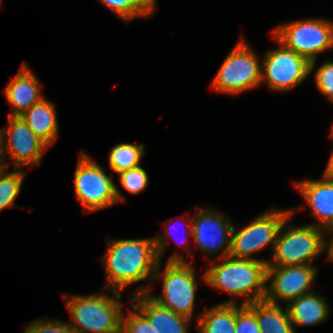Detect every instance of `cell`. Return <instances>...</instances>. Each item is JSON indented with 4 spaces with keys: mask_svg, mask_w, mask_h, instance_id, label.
Here are the masks:
<instances>
[{
    "mask_svg": "<svg viewBox=\"0 0 333 333\" xmlns=\"http://www.w3.org/2000/svg\"><path fill=\"white\" fill-rule=\"evenodd\" d=\"M107 289L123 292L130 284L153 280L160 262L155 238L109 239L103 257Z\"/></svg>",
    "mask_w": 333,
    "mask_h": 333,
    "instance_id": "6da1fadb",
    "label": "cell"
},
{
    "mask_svg": "<svg viewBox=\"0 0 333 333\" xmlns=\"http://www.w3.org/2000/svg\"><path fill=\"white\" fill-rule=\"evenodd\" d=\"M218 264L212 261L203 280L210 287L235 297H245L243 305L263 300L266 295L267 260L225 256Z\"/></svg>",
    "mask_w": 333,
    "mask_h": 333,
    "instance_id": "7a4b0ae2",
    "label": "cell"
},
{
    "mask_svg": "<svg viewBox=\"0 0 333 333\" xmlns=\"http://www.w3.org/2000/svg\"><path fill=\"white\" fill-rule=\"evenodd\" d=\"M112 292L114 297L104 293L64 296L73 333H121L124 304L119 301L121 292Z\"/></svg>",
    "mask_w": 333,
    "mask_h": 333,
    "instance_id": "3957f363",
    "label": "cell"
},
{
    "mask_svg": "<svg viewBox=\"0 0 333 333\" xmlns=\"http://www.w3.org/2000/svg\"><path fill=\"white\" fill-rule=\"evenodd\" d=\"M188 258L178 254L172 255L163 270L159 273L161 261L155 270L153 279L162 278V295L154 296L150 291V284L141 286L133 295L148 293L152 299L173 312L192 319L196 296V276Z\"/></svg>",
    "mask_w": 333,
    "mask_h": 333,
    "instance_id": "277c9868",
    "label": "cell"
},
{
    "mask_svg": "<svg viewBox=\"0 0 333 333\" xmlns=\"http://www.w3.org/2000/svg\"><path fill=\"white\" fill-rule=\"evenodd\" d=\"M298 208L283 222L277 234L273 256L267 266H294L310 264L325 250V231L311 224L288 226L286 222Z\"/></svg>",
    "mask_w": 333,
    "mask_h": 333,
    "instance_id": "5b68a950",
    "label": "cell"
},
{
    "mask_svg": "<svg viewBox=\"0 0 333 333\" xmlns=\"http://www.w3.org/2000/svg\"><path fill=\"white\" fill-rule=\"evenodd\" d=\"M273 36L287 48L306 57L311 62L312 73L317 54L333 48V23L315 18L291 21L276 27Z\"/></svg>",
    "mask_w": 333,
    "mask_h": 333,
    "instance_id": "8992f818",
    "label": "cell"
},
{
    "mask_svg": "<svg viewBox=\"0 0 333 333\" xmlns=\"http://www.w3.org/2000/svg\"><path fill=\"white\" fill-rule=\"evenodd\" d=\"M79 157L74 175V187L75 197L84 210L98 211L118 202H124L120 190L104 169L83 152Z\"/></svg>",
    "mask_w": 333,
    "mask_h": 333,
    "instance_id": "52a82bcc",
    "label": "cell"
},
{
    "mask_svg": "<svg viewBox=\"0 0 333 333\" xmlns=\"http://www.w3.org/2000/svg\"><path fill=\"white\" fill-rule=\"evenodd\" d=\"M261 67L258 56L243 38L227 55L211 86L220 93H243L261 84Z\"/></svg>",
    "mask_w": 333,
    "mask_h": 333,
    "instance_id": "ba28073f",
    "label": "cell"
},
{
    "mask_svg": "<svg viewBox=\"0 0 333 333\" xmlns=\"http://www.w3.org/2000/svg\"><path fill=\"white\" fill-rule=\"evenodd\" d=\"M278 49L267 51L262 60L261 83L266 81L269 90L286 92L297 87L310 75V61L287 48L275 36Z\"/></svg>",
    "mask_w": 333,
    "mask_h": 333,
    "instance_id": "9c48e42d",
    "label": "cell"
},
{
    "mask_svg": "<svg viewBox=\"0 0 333 333\" xmlns=\"http://www.w3.org/2000/svg\"><path fill=\"white\" fill-rule=\"evenodd\" d=\"M291 214V210L272 209L256 217L238 232L233 226L229 256L255 259L252 254L263 247L271 244L273 249L281 225Z\"/></svg>",
    "mask_w": 333,
    "mask_h": 333,
    "instance_id": "30bf717a",
    "label": "cell"
},
{
    "mask_svg": "<svg viewBox=\"0 0 333 333\" xmlns=\"http://www.w3.org/2000/svg\"><path fill=\"white\" fill-rule=\"evenodd\" d=\"M187 223L185 234L193 237L196 247L204 254L216 255L221 251L220 258L229 256L233 225L227 217L212 209L199 208L193 221L188 218Z\"/></svg>",
    "mask_w": 333,
    "mask_h": 333,
    "instance_id": "8fae6325",
    "label": "cell"
},
{
    "mask_svg": "<svg viewBox=\"0 0 333 333\" xmlns=\"http://www.w3.org/2000/svg\"><path fill=\"white\" fill-rule=\"evenodd\" d=\"M318 274V268L315 265L304 264L294 266H266V284L265 300L274 304L280 301L287 304L298 297L311 293L310 290L313 281Z\"/></svg>",
    "mask_w": 333,
    "mask_h": 333,
    "instance_id": "7c38bea8",
    "label": "cell"
},
{
    "mask_svg": "<svg viewBox=\"0 0 333 333\" xmlns=\"http://www.w3.org/2000/svg\"><path fill=\"white\" fill-rule=\"evenodd\" d=\"M8 124L2 128L4 158L11 156L13 166L23 169L41 163L43 151L49 146L37 137L20 116H8Z\"/></svg>",
    "mask_w": 333,
    "mask_h": 333,
    "instance_id": "4fadbf2b",
    "label": "cell"
},
{
    "mask_svg": "<svg viewBox=\"0 0 333 333\" xmlns=\"http://www.w3.org/2000/svg\"><path fill=\"white\" fill-rule=\"evenodd\" d=\"M40 82L24 62L18 73L4 88L8 104L12 105V111L8 116H20L29 110L34 104L40 102L44 96L40 94Z\"/></svg>",
    "mask_w": 333,
    "mask_h": 333,
    "instance_id": "5bb4252c",
    "label": "cell"
},
{
    "mask_svg": "<svg viewBox=\"0 0 333 333\" xmlns=\"http://www.w3.org/2000/svg\"><path fill=\"white\" fill-rule=\"evenodd\" d=\"M295 186L312 209V216L318 224H311L321 229L333 225V180L323 175L322 180L307 179L295 182Z\"/></svg>",
    "mask_w": 333,
    "mask_h": 333,
    "instance_id": "9a60e30c",
    "label": "cell"
},
{
    "mask_svg": "<svg viewBox=\"0 0 333 333\" xmlns=\"http://www.w3.org/2000/svg\"><path fill=\"white\" fill-rule=\"evenodd\" d=\"M129 301L148 319L156 333H189L190 318L163 307L148 293L133 295Z\"/></svg>",
    "mask_w": 333,
    "mask_h": 333,
    "instance_id": "2e32d148",
    "label": "cell"
},
{
    "mask_svg": "<svg viewBox=\"0 0 333 333\" xmlns=\"http://www.w3.org/2000/svg\"><path fill=\"white\" fill-rule=\"evenodd\" d=\"M32 132L49 147L54 145L58 135L59 123L53 103L45 97L20 115Z\"/></svg>",
    "mask_w": 333,
    "mask_h": 333,
    "instance_id": "e0dca14e",
    "label": "cell"
},
{
    "mask_svg": "<svg viewBox=\"0 0 333 333\" xmlns=\"http://www.w3.org/2000/svg\"><path fill=\"white\" fill-rule=\"evenodd\" d=\"M286 307L294 326H311L324 322L330 314V308L324 297L313 292L290 301Z\"/></svg>",
    "mask_w": 333,
    "mask_h": 333,
    "instance_id": "ac0fdd59",
    "label": "cell"
},
{
    "mask_svg": "<svg viewBox=\"0 0 333 333\" xmlns=\"http://www.w3.org/2000/svg\"><path fill=\"white\" fill-rule=\"evenodd\" d=\"M240 308L233 299L204 310L197 320L198 333H235L236 312Z\"/></svg>",
    "mask_w": 333,
    "mask_h": 333,
    "instance_id": "d6986e66",
    "label": "cell"
},
{
    "mask_svg": "<svg viewBox=\"0 0 333 333\" xmlns=\"http://www.w3.org/2000/svg\"><path fill=\"white\" fill-rule=\"evenodd\" d=\"M256 319L262 333H296L285 307L265 299L256 301Z\"/></svg>",
    "mask_w": 333,
    "mask_h": 333,
    "instance_id": "ffe728a7",
    "label": "cell"
},
{
    "mask_svg": "<svg viewBox=\"0 0 333 333\" xmlns=\"http://www.w3.org/2000/svg\"><path fill=\"white\" fill-rule=\"evenodd\" d=\"M145 154L144 144L120 143L109 152L110 169L119 174L123 171L140 166Z\"/></svg>",
    "mask_w": 333,
    "mask_h": 333,
    "instance_id": "44dd1931",
    "label": "cell"
},
{
    "mask_svg": "<svg viewBox=\"0 0 333 333\" xmlns=\"http://www.w3.org/2000/svg\"><path fill=\"white\" fill-rule=\"evenodd\" d=\"M5 168L0 173V211L10 207H16L14 201L22 187L24 173L21 168L7 173Z\"/></svg>",
    "mask_w": 333,
    "mask_h": 333,
    "instance_id": "7402d4cb",
    "label": "cell"
},
{
    "mask_svg": "<svg viewBox=\"0 0 333 333\" xmlns=\"http://www.w3.org/2000/svg\"><path fill=\"white\" fill-rule=\"evenodd\" d=\"M109 7L116 15L126 20L150 17L153 13L140 0H99Z\"/></svg>",
    "mask_w": 333,
    "mask_h": 333,
    "instance_id": "603a6c76",
    "label": "cell"
},
{
    "mask_svg": "<svg viewBox=\"0 0 333 333\" xmlns=\"http://www.w3.org/2000/svg\"><path fill=\"white\" fill-rule=\"evenodd\" d=\"M118 175L121 185L131 194L142 192L148 185V174L141 166L123 171Z\"/></svg>",
    "mask_w": 333,
    "mask_h": 333,
    "instance_id": "cb8c5ba5",
    "label": "cell"
},
{
    "mask_svg": "<svg viewBox=\"0 0 333 333\" xmlns=\"http://www.w3.org/2000/svg\"><path fill=\"white\" fill-rule=\"evenodd\" d=\"M240 306L236 312L235 333H262L256 319V301Z\"/></svg>",
    "mask_w": 333,
    "mask_h": 333,
    "instance_id": "d4e9b609",
    "label": "cell"
},
{
    "mask_svg": "<svg viewBox=\"0 0 333 333\" xmlns=\"http://www.w3.org/2000/svg\"><path fill=\"white\" fill-rule=\"evenodd\" d=\"M129 316L123 313L121 333H156L148 319L134 306Z\"/></svg>",
    "mask_w": 333,
    "mask_h": 333,
    "instance_id": "484cf974",
    "label": "cell"
},
{
    "mask_svg": "<svg viewBox=\"0 0 333 333\" xmlns=\"http://www.w3.org/2000/svg\"><path fill=\"white\" fill-rule=\"evenodd\" d=\"M315 81L318 90L323 96L333 101V62L326 61L315 73Z\"/></svg>",
    "mask_w": 333,
    "mask_h": 333,
    "instance_id": "4316f807",
    "label": "cell"
},
{
    "mask_svg": "<svg viewBox=\"0 0 333 333\" xmlns=\"http://www.w3.org/2000/svg\"><path fill=\"white\" fill-rule=\"evenodd\" d=\"M24 333H73L68 322L60 320H34L25 328Z\"/></svg>",
    "mask_w": 333,
    "mask_h": 333,
    "instance_id": "83f0119b",
    "label": "cell"
},
{
    "mask_svg": "<svg viewBox=\"0 0 333 333\" xmlns=\"http://www.w3.org/2000/svg\"><path fill=\"white\" fill-rule=\"evenodd\" d=\"M172 230L173 229L169 227L166 230V232H167L166 234L154 236L155 244H156V248H157V252H158V257H159L160 261H161L164 251L166 250V246L168 244L169 237H171L172 235L174 236V233H173L174 230L173 231ZM185 241H187V240L185 239L182 241L183 244H185Z\"/></svg>",
    "mask_w": 333,
    "mask_h": 333,
    "instance_id": "f1b7e54d",
    "label": "cell"
},
{
    "mask_svg": "<svg viewBox=\"0 0 333 333\" xmlns=\"http://www.w3.org/2000/svg\"><path fill=\"white\" fill-rule=\"evenodd\" d=\"M325 233L326 231L330 232L333 234V225L332 226H329L328 228H326L325 230ZM325 250H327L328 252V260L330 261H333V237L329 240L328 238H326L325 236Z\"/></svg>",
    "mask_w": 333,
    "mask_h": 333,
    "instance_id": "f546056e",
    "label": "cell"
},
{
    "mask_svg": "<svg viewBox=\"0 0 333 333\" xmlns=\"http://www.w3.org/2000/svg\"><path fill=\"white\" fill-rule=\"evenodd\" d=\"M324 176L330 180H333V152L329 157L327 168L324 171Z\"/></svg>",
    "mask_w": 333,
    "mask_h": 333,
    "instance_id": "4dcf8cb0",
    "label": "cell"
},
{
    "mask_svg": "<svg viewBox=\"0 0 333 333\" xmlns=\"http://www.w3.org/2000/svg\"><path fill=\"white\" fill-rule=\"evenodd\" d=\"M4 159V143H3V131L0 129V164H4L6 168L9 166Z\"/></svg>",
    "mask_w": 333,
    "mask_h": 333,
    "instance_id": "1f68e13d",
    "label": "cell"
},
{
    "mask_svg": "<svg viewBox=\"0 0 333 333\" xmlns=\"http://www.w3.org/2000/svg\"><path fill=\"white\" fill-rule=\"evenodd\" d=\"M152 13L157 9L156 0H140Z\"/></svg>",
    "mask_w": 333,
    "mask_h": 333,
    "instance_id": "d6a6232c",
    "label": "cell"
},
{
    "mask_svg": "<svg viewBox=\"0 0 333 333\" xmlns=\"http://www.w3.org/2000/svg\"><path fill=\"white\" fill-rule=\"evenodd\" d=\"M6 168L4 164H0V173Z\"/></svg>",
    "mask_w": 333,
    "mask_h": 333,
    "instance_id": "836d02e7",
    "label": "cell"
},
{
    "mask_svg": "<svg viewBox=\"0 0 333 333\" xmlns=\"http://www.w3.org/2000/svg\"><path fill=\"white\" fill-rule=\"evenodd\" d=\"M330 138L333 139V125H332V129H331V132H330Z\"/></svg>",
    "mask_w": 333,
    "mask_h": 333,
    "instance_id": "e575fe53",
    "label": "cell"
}]
</instances>
